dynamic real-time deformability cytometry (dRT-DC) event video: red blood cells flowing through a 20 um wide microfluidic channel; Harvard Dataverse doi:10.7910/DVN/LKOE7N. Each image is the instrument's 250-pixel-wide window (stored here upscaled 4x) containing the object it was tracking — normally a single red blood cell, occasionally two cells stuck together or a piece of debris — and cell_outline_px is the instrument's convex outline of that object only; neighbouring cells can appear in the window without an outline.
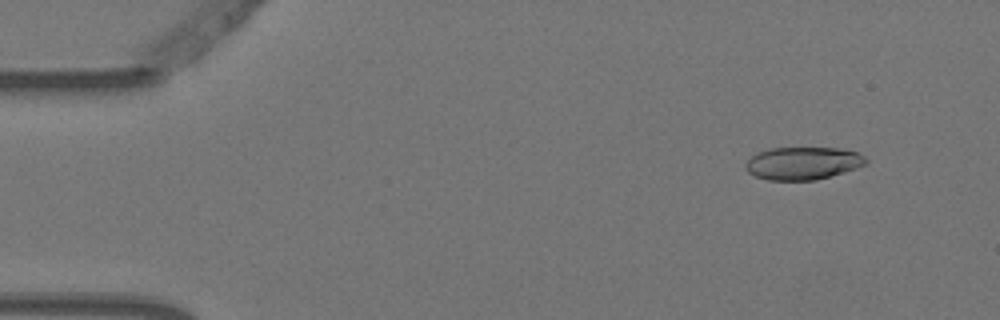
{"species": "Egyptian fruit bat (a non-hibernating species)", "species_latin": "Rousettus aegyptiacus", "temperature_condition": "warm", "stored_images_in_passage": 5, "camera_frame_rate_fps": 3000, "um_per_image_px": 0.085, "animal": {"sex": "female"}, "frame": {"image": 1, "passage_image": 2, "time_ms": 0.333, "image_size_px": [1000, 320], "cell_outline_px": [[868, 164], [844, 172], [816, 180], [768, 180], [756, 176], [748, 172], [744, 168], [744, 164], [756, 152], [772, 148], [836, 148], [856, 152], [864, 156], [868, 160]], "centroid_in_image_um": [68.23, 13.88], "position_along_channel_um": 16.8, "area_um2": 22.95}}
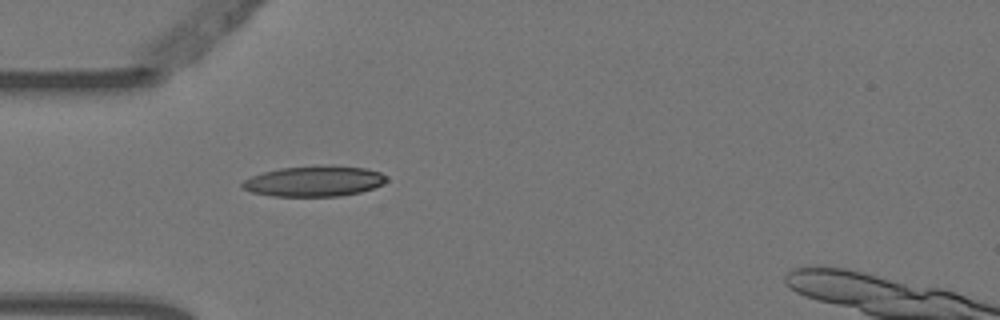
{"frame": {"image": 2, "passage_image": 5, "time_ms": 1.333, "image_size_px": [1000, 320], "cell_outline_px": [[388, 180], [384, 184], [360, 192], [340, 196], [272, 196], [252, 192], [244, 188], [240, 184], [244, 180], [252, 176], [264, 172], [280, 168], [364, 168], [380, 172], [388, 176]], "centroid_in_image_um": [26.71, 15.45], "position_along_channel_um": 58.3, "area_um2": 24.62}}